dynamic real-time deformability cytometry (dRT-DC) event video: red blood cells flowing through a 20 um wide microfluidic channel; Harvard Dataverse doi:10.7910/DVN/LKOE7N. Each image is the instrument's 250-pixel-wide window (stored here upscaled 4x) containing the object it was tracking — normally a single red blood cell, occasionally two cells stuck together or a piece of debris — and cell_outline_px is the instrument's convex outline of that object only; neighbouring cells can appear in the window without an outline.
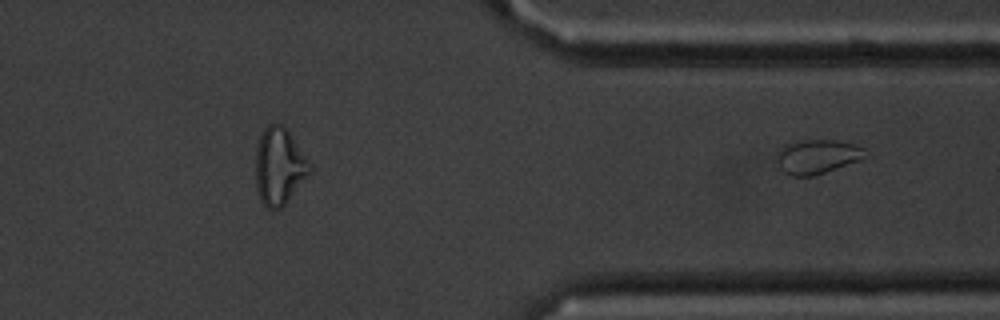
{"species": "common noctule bat (a hibernating species)", "species_latin": "Nyctalus noctula", "temperature_condition": "cold", "stored_images_in_passage": 36, "segment_of_instrument_passage": [2, 2], "camera_frame_rate_fps": 3000, "um_per_image_px": 0.085, "animal": {"sex": "male", "body_mass_g": 20.1, "forearm_length_mm": 53.5}, "frame": {"image": 1, "passage_image": 36, "time_ms": 11.667, "image_size_px": [1000, 320], "cell_outline_px": [[872, 156], [812, 176], [792, 176], [784, 172], [776, 164], [776, 152], [784, 144], [804, 140], [836, 140], [856, 144], [864, 148]], "centroid_in_image_um": [69.49, 13.3], "position_along_channel_um": 341.9, "area_um2": 17.98}}